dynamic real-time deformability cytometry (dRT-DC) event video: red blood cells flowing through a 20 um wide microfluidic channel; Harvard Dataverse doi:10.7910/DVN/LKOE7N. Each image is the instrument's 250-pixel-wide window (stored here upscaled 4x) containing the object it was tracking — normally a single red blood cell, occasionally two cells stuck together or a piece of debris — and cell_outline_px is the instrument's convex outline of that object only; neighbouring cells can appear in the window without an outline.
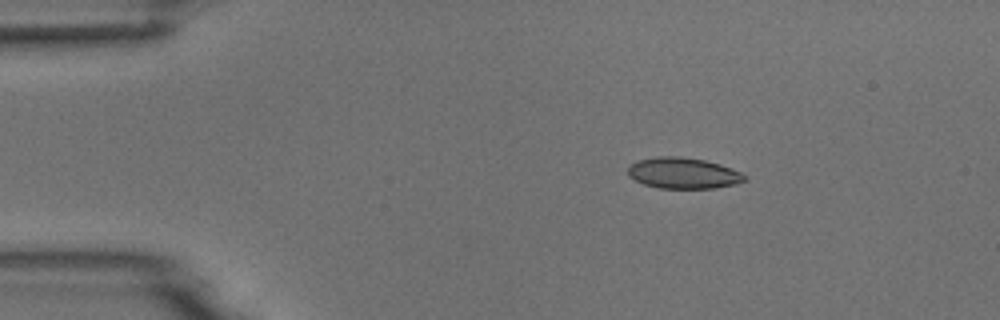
{"species": "common noctule bat (a hibernating species)", "species_latin": "Nyctalus noctula", "temperature_condition": "room temperature", "stored_images_in_passage": 3, "camera_frame_rate_fps": 3000, "um_per_image_px": 0.085, "animal": {"sex": "male", "body_mass_g": 18.8}, "frame": {"image": 1, "passage_image": 2, "time_ms": 1.0, "image_size_px": [1000, 320], "cell_outline_px": [[748, 180], [736, 184], [712, 188], [656, 188], [644, 184], [628, 176], [628, 168], [636, 160], [656, 156], [680, 156], [704, 160], [720, 164], [732, 168], [740, 172]], "centroid_in_image_um": [58.06, 14.71], "position_along_channel_um": 26.9, "area_um2": 21.15}}